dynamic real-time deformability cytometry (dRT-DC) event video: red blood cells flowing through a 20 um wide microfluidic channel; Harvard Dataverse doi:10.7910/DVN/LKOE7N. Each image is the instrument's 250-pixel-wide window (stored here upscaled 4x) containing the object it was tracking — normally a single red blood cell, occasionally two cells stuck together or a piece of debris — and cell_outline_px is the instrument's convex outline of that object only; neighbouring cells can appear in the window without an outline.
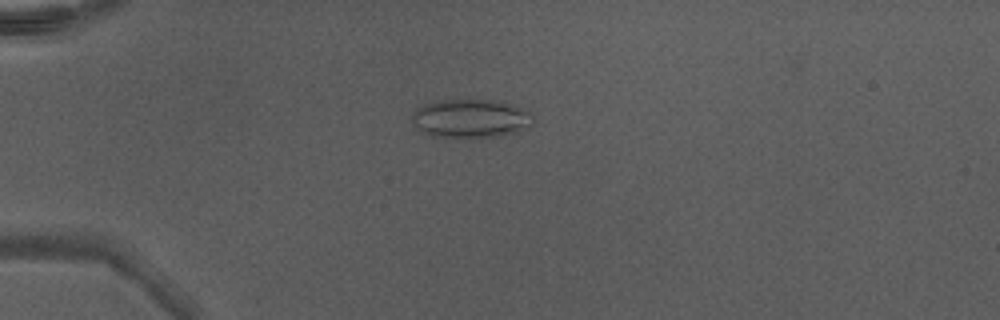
{"species": "Egyptian fruit bat (a non-hibernating species)", "species_latin": "Rousettus aegyptiacus", "temperature_condition": "warm", "stored_images_in_passage": 50, "camera_frame_rate_fps": 3000, "um_per_image_px": 0.085, "animal": {"sex": "male"}, "frame": {"image": 1, "passage_image": 15, "time_ms": 4.667, "image_size_px": [1000, 320], "cell_outline_px": [[532, 124], [520, 132], [500, 136], [432, 136], [424, 132], [412, 124], [412, 116], [416, 108], [424, 104], [436, 100], [500, 100], [512, 104], [532, 112]], "centroid_in_image_um": [40.04, 10.05], "position_along_channel_um": 45.0, "area_um2": 27.22}}
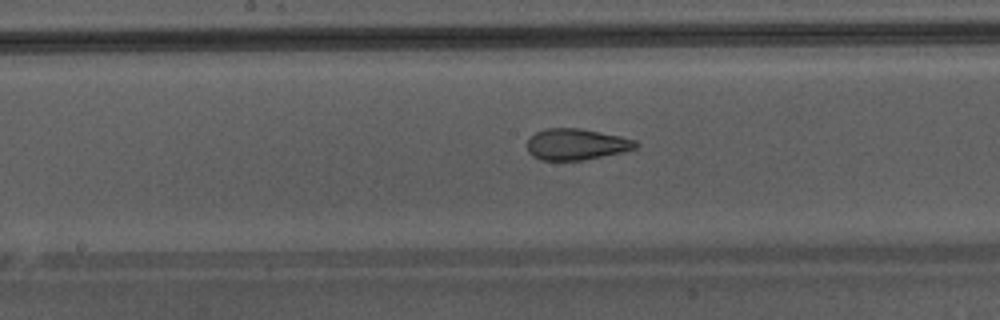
{"frame": {"image": 2, "passage_image": 28, "time_ms": 9.0, "image_size_px": [1000, 320], "cell_outline_px": [[640, 144], [636, 148], [624, 152], [584, 160], [540, 160], [532, 156], [528, 152], [528, 140], [536, 132], [544, 128], [580, 128], [620, 136], [636, 140]], "centroid_in_image_um": [49.01, 12.27], "position_along_channel_um": 199.2, "area_um2": 19.88}}
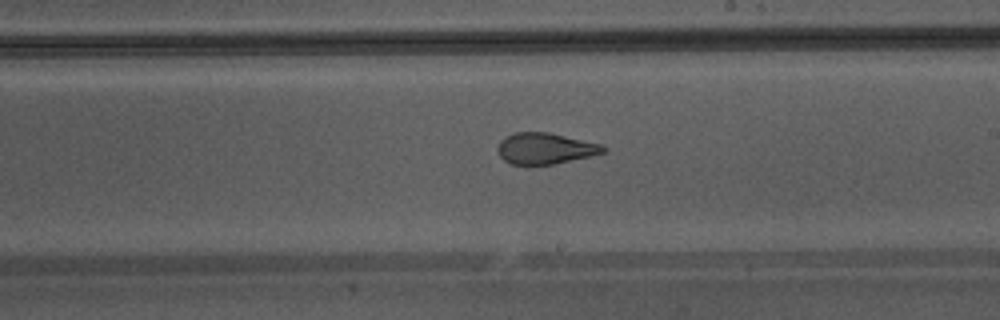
{"frame": {"image": 3, "passage_image": 31, "time_ms": 10.0, "image_size_px": [1000, 320], "cell_outline_px": [[608, 148], [604, 152], [592, 156], [552, 164], [512, 164], [504, 160], [500, 156], [496, 148], [500, 140], [504, 136], [512, 132], [548, 132], [600, 144]], "centroid_in_image_um": [46.3, 12.61], "position_along_channel_um": 242.7, "area_um2": 19.13}, "authors_computed_cell_mechanics": {"area_um2": 23.2645, "velocity_mm_per_s": 4.3591, "shape_relaxation_time_tau1_ms": 10.9352, "shape_relaxation_time_tau2_ms": 1.1664, "deformation_change_tau1": 0.2596, "deformation_change_tau2": 0.0939}}